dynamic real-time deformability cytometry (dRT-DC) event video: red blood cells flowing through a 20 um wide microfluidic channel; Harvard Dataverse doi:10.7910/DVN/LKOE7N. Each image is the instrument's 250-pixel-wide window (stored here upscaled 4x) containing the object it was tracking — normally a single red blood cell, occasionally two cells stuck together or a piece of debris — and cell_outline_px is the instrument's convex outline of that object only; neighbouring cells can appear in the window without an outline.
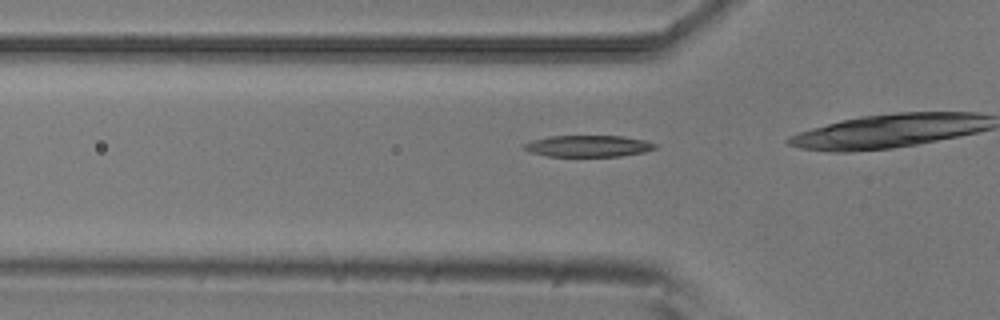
{"species": "common noctule bat (a hibernating species)", "species_latin": "Nyctalus noctula", "temperature_condition": "room temperature", "stored_images_in_passage": 19, "camera_frame_rate_fps": 3000, "um_per_image_px": 0.085, "animal": {"sex": "male", "body_mass_g": 20.5, "forearm_length_mm": 52.5}, "frame": {"image": 1, "passage_image": 13, "time_ms": 4.0, "image_size_px": [1000, 320], "cell_outline_px": [[656, 148], [644, 152], [620, 156], [548, 156], [528, 152], [524, 148], [524, 144], [532, 140], [548, 136], [624, 136], [644, 140], [656, 144]], "centroid_in_image_um": [49.98, 12.41], "position_along_channel_um": 75.8, "area_um2": 16.36}}
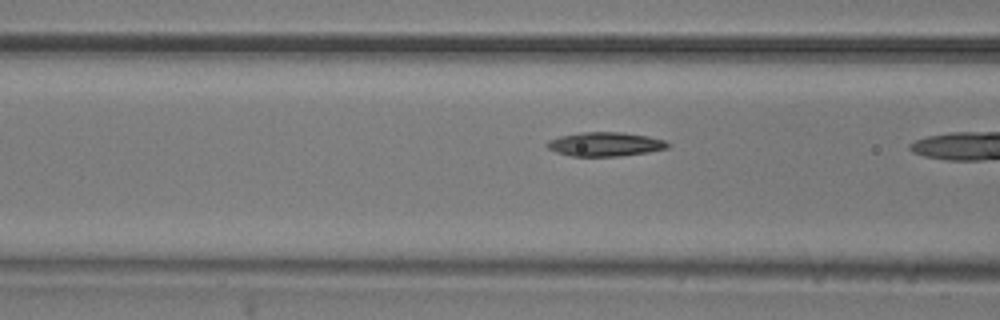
{"frame": {"image": 2, "passage_image": 16, "time_ms": 5.0, "image_size_px": [1000, 320], "cell_outline_px": [[672, 144], [668, 148], [648, 152], [620, 156], [572, 156], [556, 152], [548, 148], [544, 144], [548, 140], [560, 136], [580, 132], [620, 132], [648, 136], [664, 140]], "centroid_in_image_um": [51.43, 12.25], "position_along_channel_um": 115.2, "area_um2": 16.99}}